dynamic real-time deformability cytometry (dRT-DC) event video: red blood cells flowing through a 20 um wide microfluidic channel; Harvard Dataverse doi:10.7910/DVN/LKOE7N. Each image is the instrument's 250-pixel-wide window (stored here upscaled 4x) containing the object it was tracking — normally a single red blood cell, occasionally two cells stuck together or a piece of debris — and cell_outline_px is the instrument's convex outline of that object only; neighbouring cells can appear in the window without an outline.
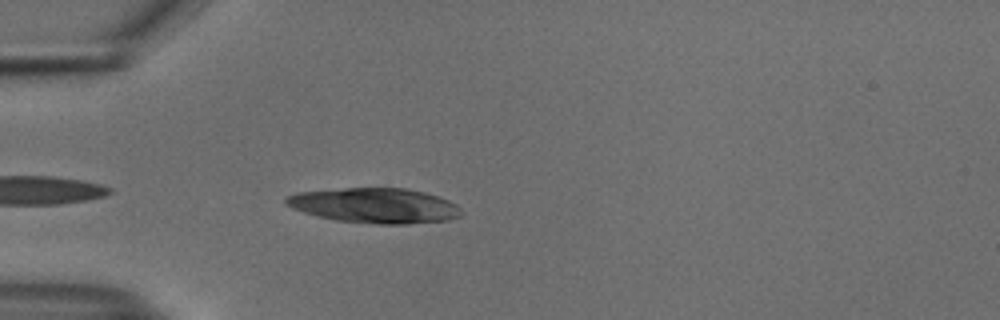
{"species": "common noctule bat (a hibernating species)", "species_latin": "Nyctalus noctula", "temperature_condition": "cold", "stored_images_in_passage": 21, "camera_frame_rate_fps": 3000, "um_per_image_px": 0.085, "animal": {"sex": "male", "body_mass_g": 18.8}, "frame": {"image": 1, "passage_image": 3, "time_ms": 0.667, "image_size_px": [1000, 320], "cell_outline_px": [[464, 212], [460, 216], [448, 220], [408, 224], [380, 224], [336, 220], [304, 212], [292, 208], [284, 204], [284, 196], [296, 192], [344, 188], [404, 188], [424, 192], [440, 196], [456, 204]], "centroid_in_image_um": [31.86, 17.46], "position_along_channel_um": 53.1, "area_um2": 35.95}}
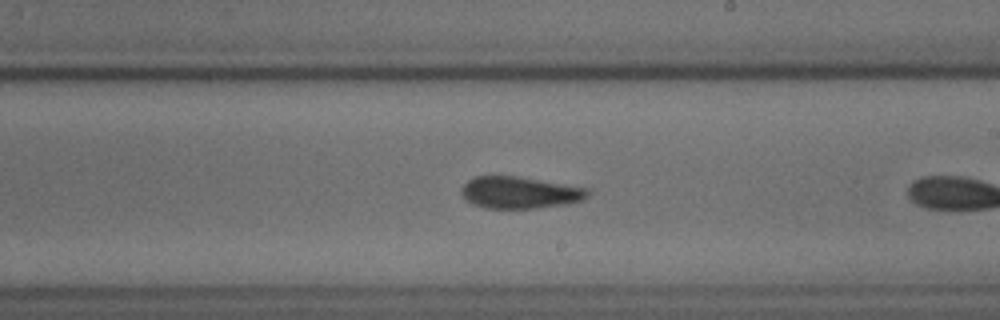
{"frame": {"image": 2, "passage_image": 16, "time_ms": 5.0, "image_size_px": [1000, 320], "cell_outline_px": [[588, 196], [580, 200], [564, 204], [536, 208], [484, 208], [472, 204], [460, 196], [460, 188], [468, 180], [476, 176], [516, 176], [588, 188]], "centroid_in_image_um": [44.09, 16.37], "position_along_channel_um": 244.9, "area_um2": 23.35}}
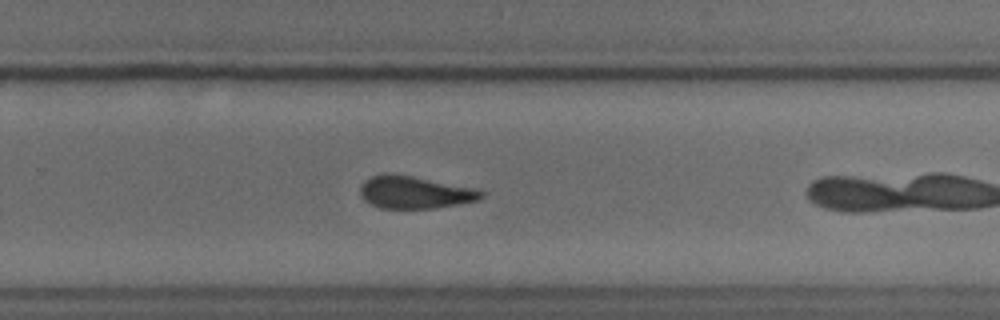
{"frame": {"image": 3, "passage_image": 20, "time_ms": 6.333, "image_size_px": [1000, 320], "cell_outline_px": [[484, 196], [480, 200], [436, 208], [380, 208], [364, 200], [360, 196], [360, 188], [364, 180], [372, 176], [384, 172], [388, 172], [412, 176], [480, 188], [484, 192]], "centroid_in_image_um": [35.29, 16.33], "position_along_channel_um": 294.5, "area_um2": 23.29}}